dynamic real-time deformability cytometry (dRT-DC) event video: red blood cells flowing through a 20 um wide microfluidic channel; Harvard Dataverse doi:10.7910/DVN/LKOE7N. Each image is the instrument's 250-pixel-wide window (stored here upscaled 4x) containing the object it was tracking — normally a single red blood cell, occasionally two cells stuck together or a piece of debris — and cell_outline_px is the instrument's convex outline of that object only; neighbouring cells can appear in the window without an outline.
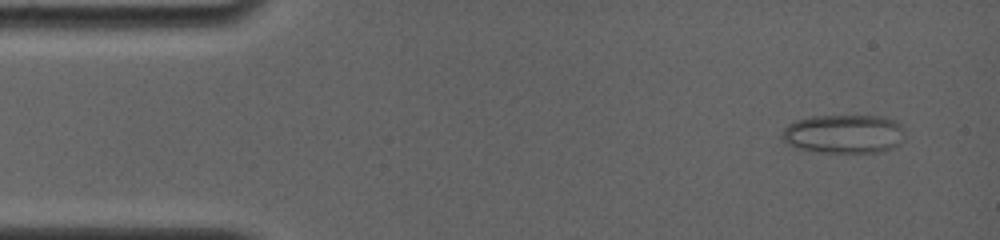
{"species": "common noctule bat (a hibernating species)", "species_latin": "Nyctalus noctula", "temperature_condition": "room temperature", "stored_images_in_passage": 7, "camera_frame_rate_fps": 4000, "um_per_image_px": 0.085, "animal": {"sex": "female", "body_mass_g": 19.0, "forearm_length_mm": 56.7}, "frame": {"image": 1, "passage_image": 1, "time_ms": 0.0, "image_size_px": [1000, 240], "cell_outline_px": [[904, 132], [896, 148], [880, 152], [820, 152], [796, 148], [788, 144], [780, 136], [784, 128], [788, 124], [796, 120], [812, 116], [880, 116], [896, 120], [900, 124]], "centroid_in_image_um": [71.72, 11.38], "position_along_channel_um": 13.3, "area_um2": 27.86}}